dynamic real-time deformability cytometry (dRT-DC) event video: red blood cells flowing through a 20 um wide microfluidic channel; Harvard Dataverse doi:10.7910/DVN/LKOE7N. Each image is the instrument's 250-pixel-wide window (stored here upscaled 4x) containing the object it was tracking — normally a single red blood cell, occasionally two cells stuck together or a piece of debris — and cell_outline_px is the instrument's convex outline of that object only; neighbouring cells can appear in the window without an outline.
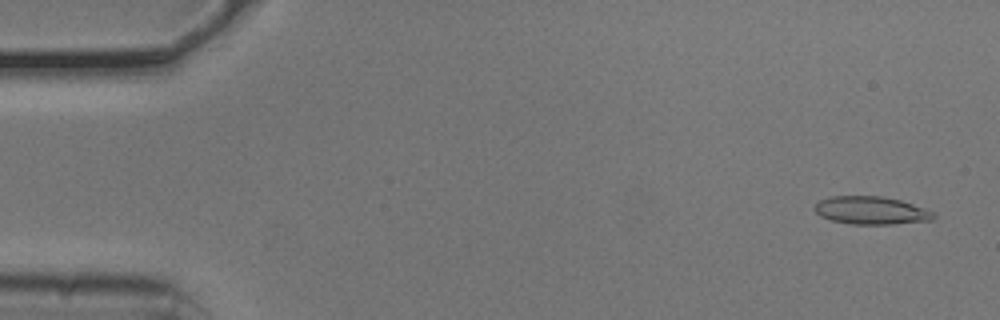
{"species": "common noctule bat (a hibernating species)", "species_latin": "Nyctalus noctula", "temperature_condition": "cold", "stored_images_in_passage": 53, "camera_frame_rate_fps": 3000, "um_per_image_px": 0.085, "animal": {"sex": "male", "body_mass_g": 20.5, "forearm_length_mm": 52.5}, "frame": {"image": 1, "passage_image": 3, "time_ms": 0.667, "image_size_px": [1000, 320], "cell_outline_px": [[936, 216], [932, 220], [892, 224], [852, 224], [832, 220], [820, 216], [812, 208], [820, 200], [832, 196], [884, 196], [900, 200], [924, 208], [932, 212]], "centroid_in_image_um": [74.03, 17.88], "position_along_channel_um": 11.0, "area_um2": 19.25}}
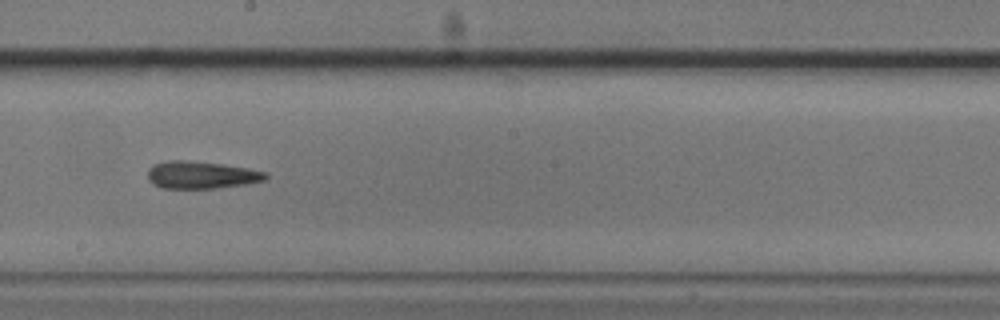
{"frame": {"image": 2, "passage_image": 30, "time_ms": 9.667, "image_size_px": [1000, 320], "cell_outline_px": [[268, 176], [264, 180], [248, 184], [216, 188], [160, 188], [152, 184], [148, 180], [148, 168], [152, 164], [168, 160], [188, 160], [224, 164], [248, 168], [268, 172]], "centroid_in_image_um": [17.09, 14.86], "position_along_channel_um": 231.1, "area_um2": 19.13}}
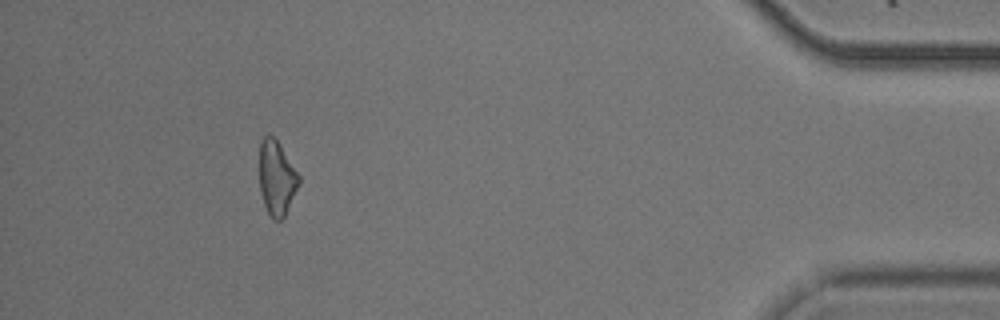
{"frame": {"image": 3, "passage_image": 49, "time_ms": 16.0, "image_size_px": [1000, 320], "cell_outline_px": [[300, 184], [284, 216], [280, 220], [272, 220], [264, 204], [260, 192], [260, 140], [268, 132], [276, 140], [300, 176]], "centroid_in_image_um": [23.51, 15.13], "position_along_channel_um": 411.7, "area_um2": 16.99}}